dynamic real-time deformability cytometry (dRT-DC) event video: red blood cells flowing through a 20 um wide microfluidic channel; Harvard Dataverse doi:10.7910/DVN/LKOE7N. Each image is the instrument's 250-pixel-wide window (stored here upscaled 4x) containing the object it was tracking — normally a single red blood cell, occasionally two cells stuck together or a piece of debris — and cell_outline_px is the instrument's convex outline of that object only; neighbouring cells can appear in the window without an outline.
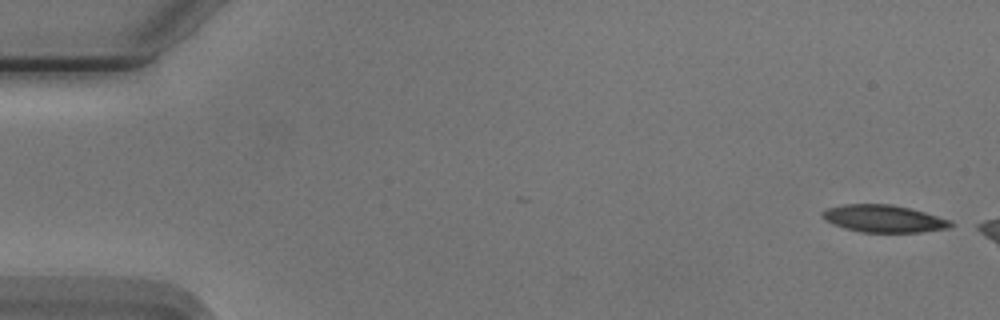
{"species": "Egyptian fruit bat (a non-hibernating species)", "species_latin": "Rousettus aegyptiacus", "temperature_condition": "cold", "stored_images_in_passage": 13, "camera_frame_rate_fps": 3000, "um_per_image_px": 0.085, "animal": {"sex": "male"}, "frame": {"image": 1, "passage_image": 1, "time_ms": 0.0, "image_size_px": [1000, 320], "cell_outline_px": [[956, 224], [948, 228], [920, 232], [860, 232], [844, 228], [824, 220], [820, 216], [820, 212], [824, 208], [844, 204], [892, 204], [924, 212], [952, 220]], "centroid_in_image_um": [75.08, 18.58], "position_along_channel_um": 9.9, "area_um2": 20.63}}
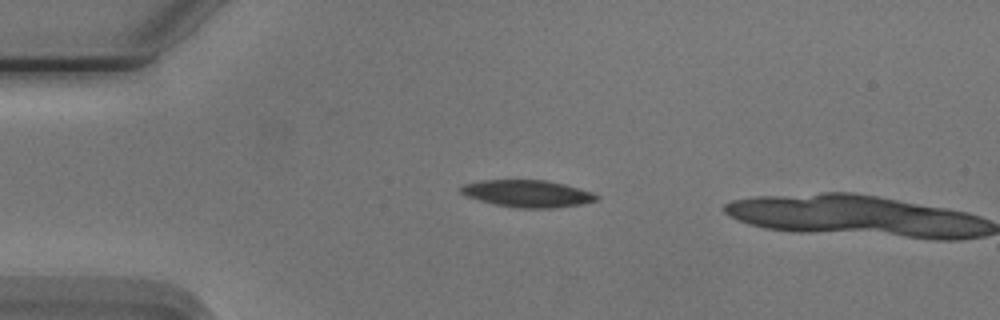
{"frame": {"image": 2, "passage_image": 12, "time_ms": 3.667, "image_size_px": [1000, 320], "cell_outline_px": [[600, 196], [596, 200], [580, 204], [552, 208], [520, 208], [496, 204], [480, 200], [468, 196], [460, 192], [460, 184], [480, 180], [548, 180], [580, 188], [592, 192]], "centroid_in_image_um": [44.83, 16.44], "position_along_channel_um": 40.2, "area_um2": 21.33}}